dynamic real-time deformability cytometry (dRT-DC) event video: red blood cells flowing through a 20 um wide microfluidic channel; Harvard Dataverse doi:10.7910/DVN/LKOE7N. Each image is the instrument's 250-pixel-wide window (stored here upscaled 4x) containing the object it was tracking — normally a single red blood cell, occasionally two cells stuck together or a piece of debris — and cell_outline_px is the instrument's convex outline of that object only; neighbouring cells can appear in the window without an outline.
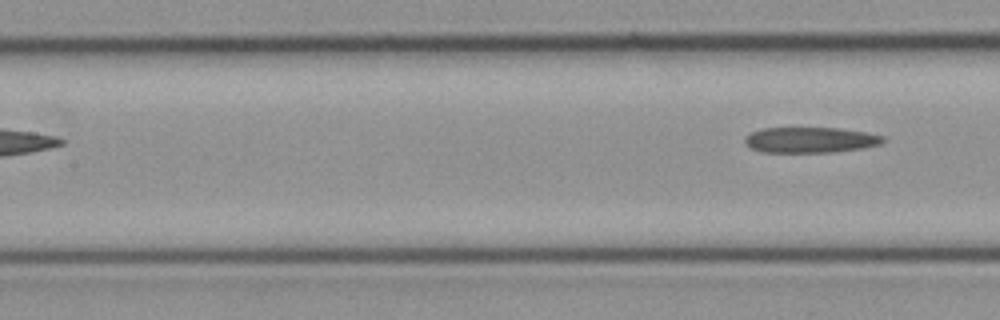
{"species": "common noctule bat (a hibernating species)", "species_latin": "Nyctalus noctula", "temperature_condition": "cold", "stored_images_in_passage": 7, "segment_of_instrument_passage": [2, 2], "camera_frame_rate_fps": 3000, "um_per_image_px": 0.085, "animal": {"sex": "female", "body_mass_g": 21.9}, "frame": {"image": 1, "passage_image": 7, "time_ms": 2.0, "image_size_px": [1000, 320], "cell_outline_px": [[884, 140], [880, 144], [864, 148], [836, 152], [760, 152], [744, 144], [744, 136], [760, 128], [840, 128], [868, 132], [884, 136]], "centroid_in_image_um": [68.87, 11.89], "position_along_channel_um": 138.5, "area_um2": 20.87}}